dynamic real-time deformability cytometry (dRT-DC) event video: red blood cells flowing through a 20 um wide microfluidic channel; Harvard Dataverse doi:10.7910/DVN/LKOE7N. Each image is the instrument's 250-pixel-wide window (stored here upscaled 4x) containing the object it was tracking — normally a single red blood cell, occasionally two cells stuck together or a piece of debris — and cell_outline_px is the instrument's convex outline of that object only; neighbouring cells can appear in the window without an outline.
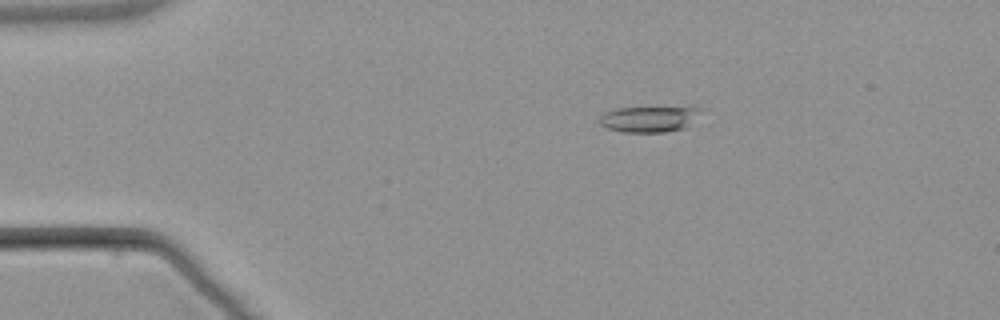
{"species": "common noctule bat (a hibernating species)", "species_latin": "Nyctalus noctula", "temperature_condition": "warm", "stored_images_in_passage": 5, "camera_frame_rate_fps": 3000, "um_per_image_px": 0.085, "animal": {"sex": "male", "body_mass_g": 21.5, "forearm_length_mm": 52.0}, "frame": {"image": 1, "passage_image": 3, "time_ms": 2.333, "image_size_px": [1000, 320], "cell_outline_px": [[704, 108], [684, 128], [664, 132], [624, 132], [608, 128], [600, 124], [600, 116], [604, 112], [616, 108]], "centroid_in_image_um": [55.1, 10.13], "position_along_channel_um": 29.9, "area_um2": 14.8}}
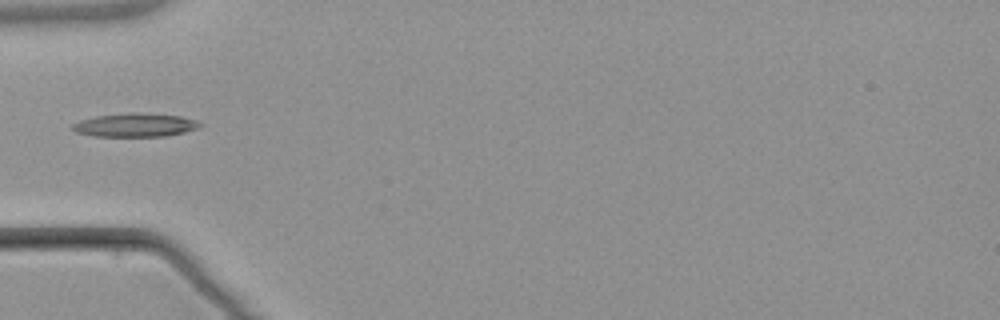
{"frame": {"image": 2, "passage_image": 5, "time_ms": 5.0, "image_size_px": [1000, 320], "cell_outline_px": [[204, 124], [200, 128], [184, 132], [164, 136], [92, 136], [76, 132], [72, 128], [72, 124], [80, 120], [96, 116], [128, 112], [140, 112], [180, 116], [196, 120]], "centroid_in_image_um": [11.51, 10.62], "position_along_channel_um": 73.5, "area_um2": 17.63}}